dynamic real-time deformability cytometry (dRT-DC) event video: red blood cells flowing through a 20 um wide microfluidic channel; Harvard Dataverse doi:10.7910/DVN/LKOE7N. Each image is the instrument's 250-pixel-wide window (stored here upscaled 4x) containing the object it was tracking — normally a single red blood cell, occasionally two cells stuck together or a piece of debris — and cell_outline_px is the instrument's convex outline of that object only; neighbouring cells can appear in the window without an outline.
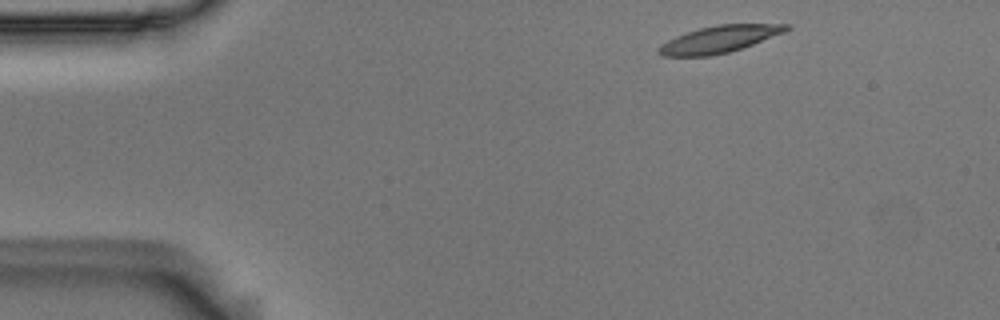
{"species": "Egyptian fruit bat (a non-hibernating species)", "species_latin": "Rousettus aegyptiacus", "temperature_condition": "room temperature", "stored_images_in_passage": 3, "camera_frame_rate_fps": 3000, "um_per_image_px": 0.085, "animal": {"sex": "male"}, "frame": {"image": 1, "passage_image": 1, "time_ms": 0.0, "image_size_px": [1000, 320], "cell_outline_px": [[792, 28], [784, 32], [752, 44], [728, 52], [712, 56], [660, 56], [656, 52], [668, 40], [676, 36], [700, 28], [716, 24], [788, 24]], "centroid_in_image_um": [61.14, 3.33], "position_along_channel_um": 23.9, "area_um2": 19.71}}